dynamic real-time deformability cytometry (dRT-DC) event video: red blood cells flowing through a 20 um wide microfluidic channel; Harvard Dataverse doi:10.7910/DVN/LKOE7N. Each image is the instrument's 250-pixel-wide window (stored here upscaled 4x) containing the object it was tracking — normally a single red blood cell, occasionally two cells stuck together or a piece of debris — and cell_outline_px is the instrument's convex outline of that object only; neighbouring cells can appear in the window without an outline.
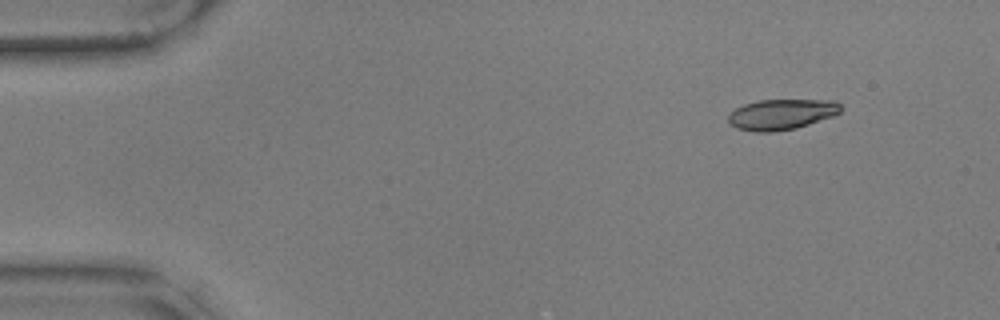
{"species": "common noctule bat (a hibernating species)", "species_latin": "Nyctalus noctula", "temperature_condition": "warm", "stored_images_in_passage": 7, "camera_frame_rate_fps": 3000, "um_per_image_px": 0.085, "animal": {"sex": "male", "body_mass_g": 17.9, "forearm_length_mm": 54.2}, "frame": {"image": 1, "passage_image": 1, "time_ms": 0.0, "image_size_px": [1000, 320], "cell_outline_px": [[844, 108], [840, 112], [832, 116], [796, 128], [772, 132], [756, 132], [736, 128], [728, 120], [728, 116], [736, 108], [744, 104], [760, 100], [836, 100]], "centroid_in_image_um": [66.45, 9.71], "position_along_channel_um": 18.5, "area_um2": 19.94}}